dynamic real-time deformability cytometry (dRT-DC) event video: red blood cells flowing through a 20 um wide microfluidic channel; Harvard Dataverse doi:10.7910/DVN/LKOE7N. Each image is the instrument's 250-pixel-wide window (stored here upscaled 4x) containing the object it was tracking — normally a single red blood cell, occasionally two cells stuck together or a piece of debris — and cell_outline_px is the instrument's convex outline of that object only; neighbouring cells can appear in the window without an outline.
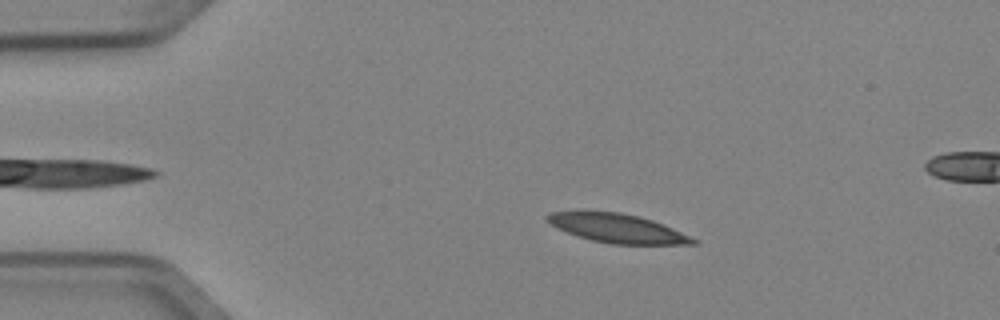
{"species": "Egyptian fruit bat (a non-hibernating species)", "species_latin": "Rousettus aegyptiacus", "temperature_condition": "cold", "stored_images_in_passage": 36, "camera_frame_rate_fps": 3000, "um_per_image_px": 0.085, "animal": {"sex": "female"}, "frame": {"image": 1, "passage_image": 2, "time_ms": 0.333, "image_size_px": [1000, 320], "cell_outline_px": [[700, 240], [696, 244], [612, 244], [592, 240], [576, 236], [544, 220], [544, 216], [552, 212], [580, 208], [620, 212], [640, 216], [664, 224]], "centroid_in_image_um": [52.43, 19.35], "position_along_channel_um": 32.6, "area_um2": 25.32}}
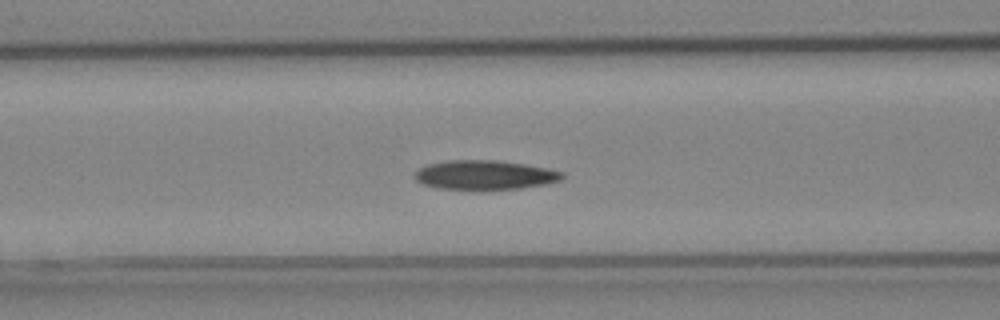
{"frame": {"image": 2, "passage_image": 13, "time_ms": 4.0, "image_size_px": [1000, 320], "cell_outline_px": [[564, 176], [560, 180], [544, 184], [520, 188], [436, 188], [424, 184], [416, 180], [412, 176], [420, 168], [428, 164], [448, 160], [492, 160], [524, 164], [548, 168], [564, 172]], "centroid_in_image_um": [41.2, 14.85], "position_along_channel_um": 125.4, "area_um2": 24.62}}
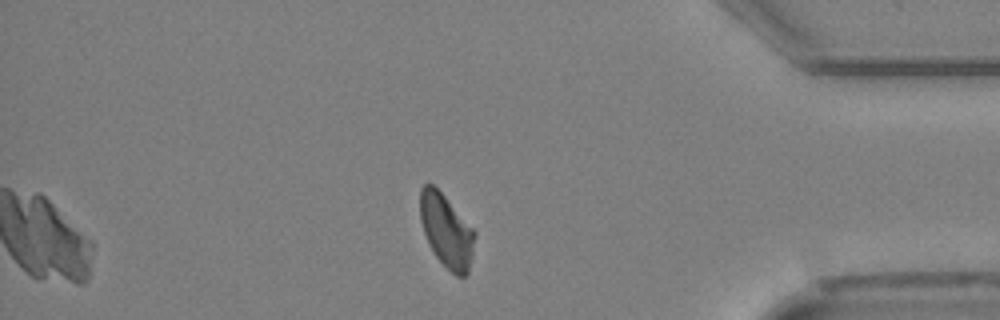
{"frame": {"image": 3, "passage_image": 36, "time_ms": 11.667, "image_size_px": [1000, 320], "cell_outline_px": [[476, 232], [472, 256], [468, 272], [464, 276], [456, 276], [436, 256], [428, 244], [420, 220], [420, 188], [424, 184], [432, 184], [444, 196]], "centroid_in_image_um": [37.94, 19.62], "position_along_channel_um": 397.3, "area_um2": 22.89}, "authors_computed_cell_mechanics": {"area_um2": 25.0563, "velocity_mm_per_s": 3.9255, "shape_relaxation_time_tau1_ms": 6.5514, "shape_relaxation_time_tau2_ms": null, "deformation_change_tau1": 0.1519, "deformation_change_tau2": null}}